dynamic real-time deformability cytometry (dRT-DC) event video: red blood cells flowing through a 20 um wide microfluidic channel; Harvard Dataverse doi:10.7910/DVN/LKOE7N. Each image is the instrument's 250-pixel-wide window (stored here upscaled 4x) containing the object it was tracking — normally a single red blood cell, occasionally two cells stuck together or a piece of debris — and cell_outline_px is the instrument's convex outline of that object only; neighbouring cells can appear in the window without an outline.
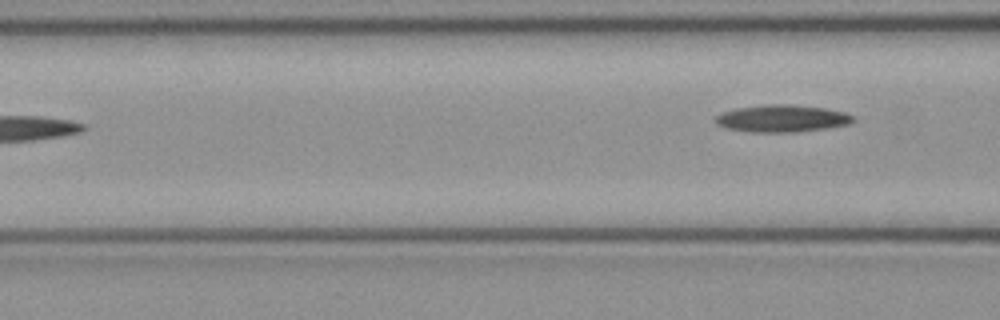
{"species": "common noctule bat (a hibernating species)", "species_latin": "Nyctalus noctula", "temperature_condition": "cold", "stored_images_in_passage": 5, "camera_frame_rate_fps": 3000, "um_per_image_px": 0.085, "animal": {"sex": "female", "body_mass_g": 21.9}, "frame": {"image": 1, "passage_image": 5, "time_ms": 1.333, "image_size_px": [1000, 320], "cell_outline_px": [[856, 120], [848, 124], [824, 128], [796, 132], [752, 132], [724, 128], [716, 124], [716, 116], [720, 112], [736, 108], [764, 104], [788, 104], [828, 108], [848, 112]], "centroid_in_image_um": [66.46, 10.06], "position_along_channel_um": 100.1, "area_um2": 22.02}}